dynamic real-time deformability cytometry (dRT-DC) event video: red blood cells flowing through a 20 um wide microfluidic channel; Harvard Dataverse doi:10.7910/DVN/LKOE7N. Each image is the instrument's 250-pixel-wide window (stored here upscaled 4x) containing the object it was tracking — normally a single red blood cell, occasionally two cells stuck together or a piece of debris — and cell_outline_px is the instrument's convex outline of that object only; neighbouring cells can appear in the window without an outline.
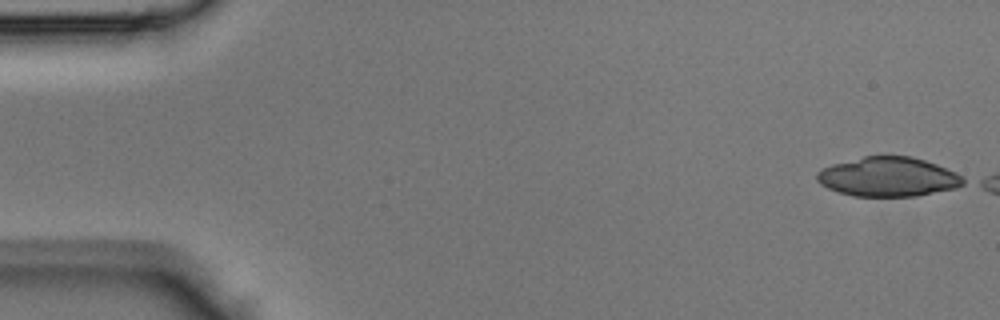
{"species": "Egyptian fruit bat (a non-hibernating species)", "species_latin": "Rousettus aegyptiacus", "temperature_condition": "room temperature", "stored_images_in_passage": 6, "camera_frame_rate_fps": 3000, "um_per_image_px": 0.085, "animal": {"sex": "male"}, "frame": {"image": 1, "passage_image": 1, "time_ms": 0.0, "image_size_px": [1000, 320], "cell_outline_px": [[968, 180], [964, 184], [956, 188], [916, 196], [852, 196], [828, 188], [820, 184], [816, 180], [816, 172], [820, 168], [832, 164], [864, 156], [912, 156], [936, 164], [956, 172]], "centroid_in_image_um": [75.49, 15.03], "position_along_channel_um": 9.5, "area_um2": 33.76}}